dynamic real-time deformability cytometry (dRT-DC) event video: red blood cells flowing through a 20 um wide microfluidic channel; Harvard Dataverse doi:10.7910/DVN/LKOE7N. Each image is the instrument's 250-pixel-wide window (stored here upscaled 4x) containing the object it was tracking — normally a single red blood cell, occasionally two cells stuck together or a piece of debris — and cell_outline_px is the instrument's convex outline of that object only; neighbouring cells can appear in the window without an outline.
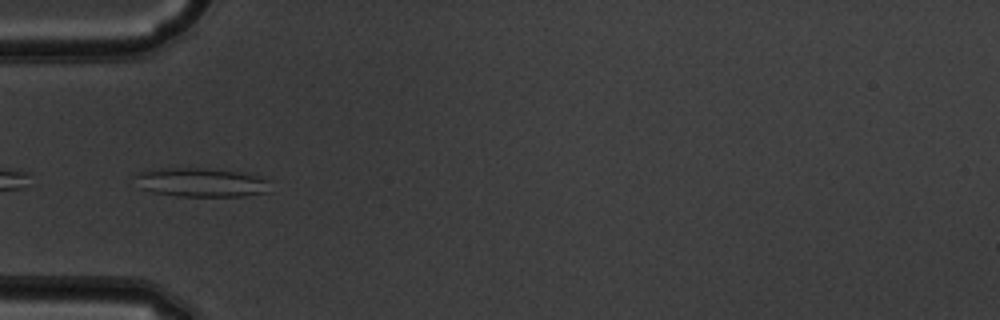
{"species": "common noctule bat (a hibernating species)", "species_latin": "Nyctalus noctula", "temperature_condition": "warm", "stored_images_in_passage": 43, "camera_frame_rate_fps": 3000, "um_per_image_px": 0.085, "animal": {"sex": "male", "body_mass_g": 19.5, "forearm_length_mm": 54.6}, "frame": {"image": 1, "passage_image": 10, "time_ms": 3.0, "image_size_px": [1000, 320], "cell_outline_px": [[268, 192], [244, 196], [176, 196], [152, 192], [140, 188], [132, 176], [144, 168], [208, 168], [240, 172], [260, 176], [268, 180]], "centroid_in_image_um": [17.0, 15.49], "position_along_channel_um": 68.0, "area_um2": 23.24}}
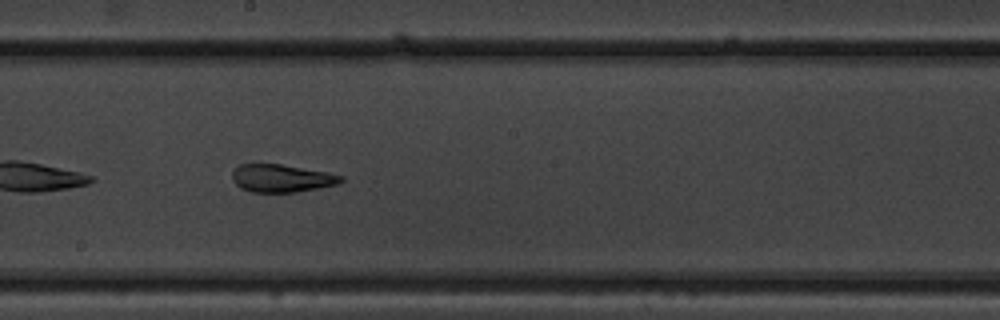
{"frame": {"image": 2, "passage_image": 22, "time_ms": 7.0, "image_size_px": [1000, 320], "cell_outline_px": [[344, 180], [336, 184], [296, 192], [252, 192], [240, 188], [232, 180], [232, 172], [240, 164], [280, 164], [328, 172], [344, 176]], "centroid_in_image_um": [23.92, 15.15], "position_along_channel_um": 224.3, "area_um2": 17.51}}
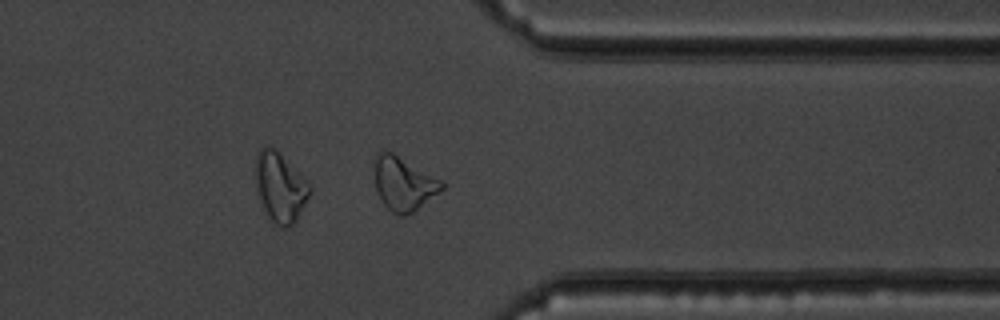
{"frame": {"image": 3, "passage_image": 34, "time_ms": 11.0, "image_size_px": [1000, 320], "cell_outline_px": [[444, 188], [412, 212], [404, 216], [400, 216], [392, 212], [380, 200], [376, 188], [376, 152], [392, 152], [444, 180]], "centroid_in_image_um": [34.34, 15.61], "position_along_channel_um": 377.1, "area_um2": 20.75}, "authors_computed_cell_mechanics": {"area_um2": 19.5942, "velocity_mm_per_s": 3.9277, "shape_relaxation_time_tau1_ms": null, "shape_relaxation_time_tau2_ms": 1.6958, "deformation_change_tau1": null, "deformation_change_tau2": 0.1154}}